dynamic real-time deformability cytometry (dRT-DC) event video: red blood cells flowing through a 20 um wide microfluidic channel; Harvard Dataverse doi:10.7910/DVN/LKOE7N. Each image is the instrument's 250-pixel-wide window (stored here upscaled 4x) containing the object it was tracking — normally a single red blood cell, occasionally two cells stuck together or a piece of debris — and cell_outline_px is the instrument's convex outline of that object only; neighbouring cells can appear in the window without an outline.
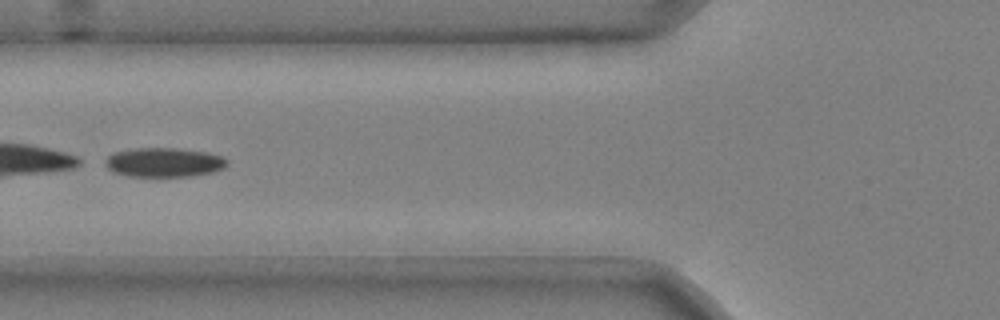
{"species": "common noctule bat (a hibernating species)", "species_latin": "Nyctalus noctula", "temperature_condition": "cold", "stored_images_in_passage": 45, "camera_frame_rate_fps": 3000, "um_per_image_px": 0.085, "animal": {"sex": "male", "body_mass_g": 20.4}, "frame": {"image": 1, "passage_image": 15, "time_ms": 4.667, "image_size_px": [1000, 320], "cell_outline_px": [[228, 164], [224, 168], [212, 172], [192, 176], [128, 176], [112, 172], [104, 164], [104, 160], [112, 152], [128, 148], [180, 148], [208, 152], [220, 156], [228, 160]], "centroid_in_image_um": [13.9, 13.79], "position_along_channel_um": 111.9, "area_um2": 21.1}}
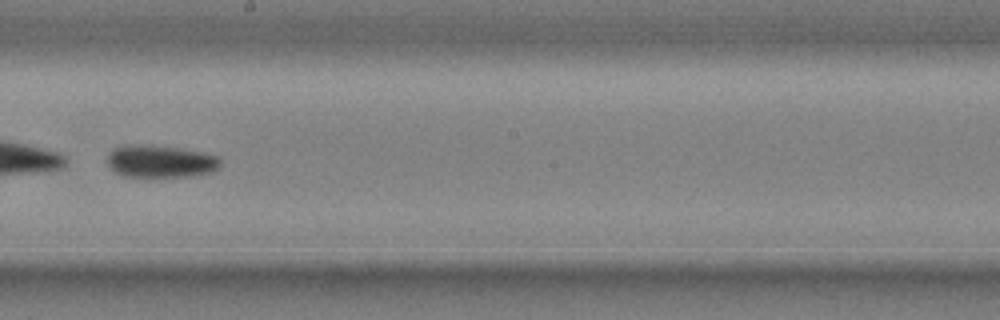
{"frame": {"image": 2, "passage_image": 25, "time_ms": 8.0, "image_size_px": [1000, 320], "cell_outline_px": [[220, 168], [212, 172], [192, 176], [124, 176], [116, 172], [108, 164], [108, 152], [112, 148], [124, 144], [152, 144], [180, 148], [204, 152], [220, 156]], "centroid_in_image_um": [13.66, 13.68], "position_along_channel_um": 234.5, "area_um2": 21.73}}
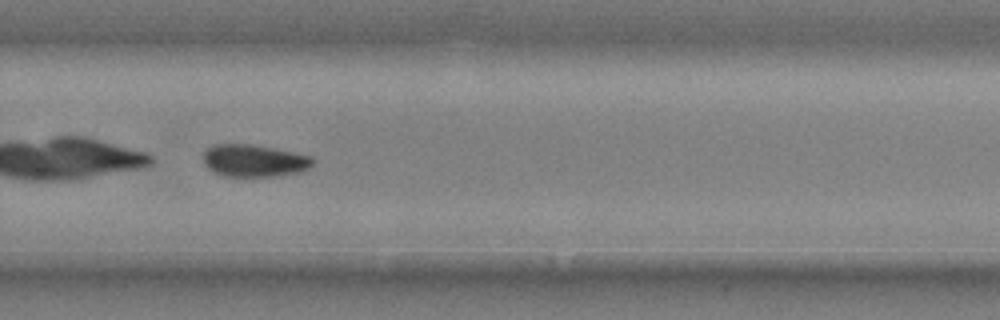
{"frame": {"image": 3, "passage_image": 31, "time_ms": 10.0, "image_size_px": [1000, 320], "cell_outline_px": [[316, 160], [308, 168], [300, 172], [280, 176], [224, 176], [208, 168], [204, 164], [204, 152], [212, 144], [252, 144], [276, 148], [312, 156]], "centroid_in_image_um": [21.63, 13.65], "position_along_channel_um": 308.2, "area_um2": 20.75}, "authors_computed_cell_mechanics": {"area_um2": 22.1374, "velocity_mm_per_s": 3.6826, "shape_relaxation_time_tau1_ms": 0.7892, "shape_relaxation_time_tau2_ms": null, "deformation_change_tau1": 0.2619, "deformation_change_tau2": null}}